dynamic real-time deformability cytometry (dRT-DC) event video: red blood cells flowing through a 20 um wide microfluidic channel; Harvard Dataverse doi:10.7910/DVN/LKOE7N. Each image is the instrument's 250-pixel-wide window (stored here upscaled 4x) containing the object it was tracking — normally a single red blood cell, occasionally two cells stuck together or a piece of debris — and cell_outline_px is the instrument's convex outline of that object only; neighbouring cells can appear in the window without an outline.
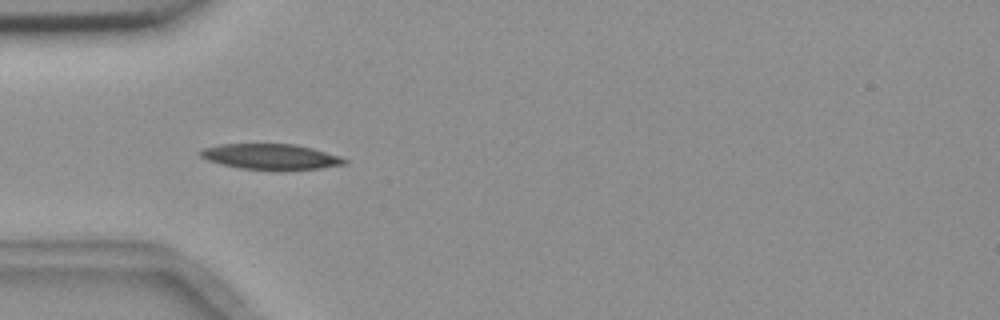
{"species": "common noctule bat (a hibernating species)", "species_latin": "Nyctalus noctula", "temperature_condition": "room temperature", "stored_images_in_passage": 4, "camera_frame_rate_fps": 3000, "um_per_image_px": 0.085, "animal": {"sex": "female", "body_mass_g": 18.4}, "frame": {"image": 1, "passage_image": 4, "time_ms": 4.0, "image_size_px": [1000, 320], "cell_outline_px": [[348, 160], [344, 164], [320, 168], [284, 172], [240, 168], [220, 164], [208, 160], [200, 156], [196, 152], [204, 148], [220, 144], [296, 144], [312, 148], [340, 156]], "centroid_in_image_um": [23.01, 13.34], "position_along_channel_um": 62.0, "area_um2": 21.96}}